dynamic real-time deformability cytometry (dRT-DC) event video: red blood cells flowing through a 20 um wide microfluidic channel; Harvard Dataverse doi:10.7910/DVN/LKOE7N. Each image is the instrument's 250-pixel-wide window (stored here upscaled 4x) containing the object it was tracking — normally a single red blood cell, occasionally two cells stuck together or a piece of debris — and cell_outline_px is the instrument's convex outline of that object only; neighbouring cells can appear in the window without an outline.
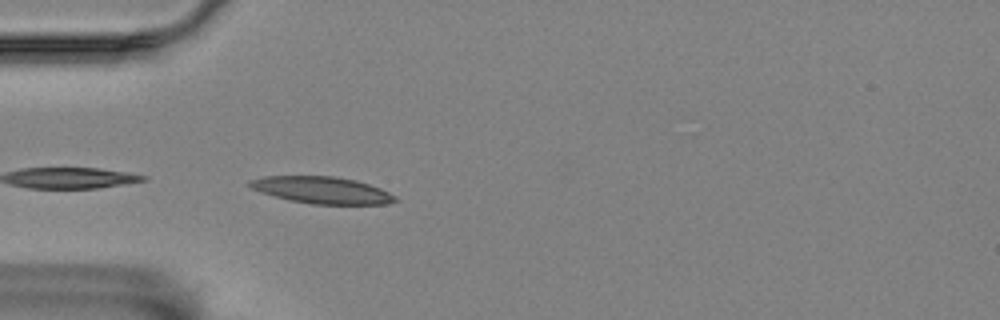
{"species": "Egyptian fruit bat (a non-hibernating species)", "species_latin": "Rousettus aegyptiacus", "temperature_condition": "room temperature", "stored_images_in_passage": 12, "camera_frame_rate_fps": 3000, "um_per_image_px": 0.085, "animal": {"sex": "female"}, "frame": {"image": 1, "passage_image": 1, "time_ms": 0.0, "image_size_px": [1000, 320], "cell_outline_px": [[400, 200], [388, 204], [312, 204], [288, 200], [260, 192], [244, 184], [248, 180], [264, 176], [336, 176], [356, 180], [380, 188], [396, 196]], "centroid_in_image_um": [27.34, 16.16], "position_along_channel_um": 57.7, "area_um2": 23.0}}